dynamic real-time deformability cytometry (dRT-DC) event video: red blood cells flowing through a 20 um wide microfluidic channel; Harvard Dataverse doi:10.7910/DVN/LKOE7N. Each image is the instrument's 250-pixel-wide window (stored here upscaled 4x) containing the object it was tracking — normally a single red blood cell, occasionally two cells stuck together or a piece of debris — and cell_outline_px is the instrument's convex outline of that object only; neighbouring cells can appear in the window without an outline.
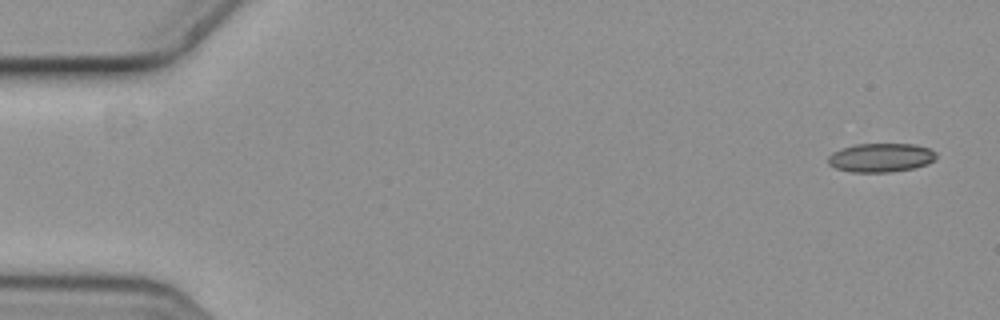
{"species": "common noctule bat (a hibernating species)", "species_latin": "Nyctalus noctula", "temperature_condition": "cold", "stored_images_in_passage": 5, "segment_of_instrument_passage": [1, 2], "camera_frame_rate_fps": 3000, "um_per_image_px": 0.085, "animal": {"sex": "female", "body_mass_g": 19.3, "forearm_length_mm": 54.1}, "frame": {"image": 1, "passage_image": 1, "time_ms": 0.0, "image_size_px": [1000, 320], "cell_outline_px": [[936, 156], [928, 164], [912, 168], [888, 172], [852, 172], [836, 168], [828, 164], [828, 156], [832, 152], [840, 148], [856, 144], [912, 144], [928, 148], [936, 152]], "centroid_in_image_um": [74.83, 13.39], "position_along_channel_um": 10.2, "area_um2": 18.09}}
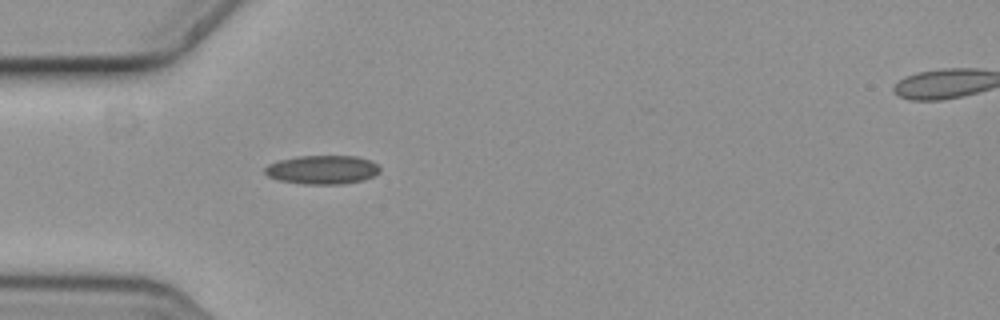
{"frame": {"image": 2, "passage_image": 4, "time_ms": 1.0, "image_size_px": [1000, 320], "cell_outline_px": [[380, 172], [364, 180], [340, 184], [304, 184], [280, 180], [268, 176], [264, 172], [264, 168], [268, 164], [276, 160], [296, 156], [356, 156], [372, 160], [380, 168]], "centroid_in_image_um": [27.39, 14.41], "position_along_channel_um": 57.6, "area_um2": 19.42}}